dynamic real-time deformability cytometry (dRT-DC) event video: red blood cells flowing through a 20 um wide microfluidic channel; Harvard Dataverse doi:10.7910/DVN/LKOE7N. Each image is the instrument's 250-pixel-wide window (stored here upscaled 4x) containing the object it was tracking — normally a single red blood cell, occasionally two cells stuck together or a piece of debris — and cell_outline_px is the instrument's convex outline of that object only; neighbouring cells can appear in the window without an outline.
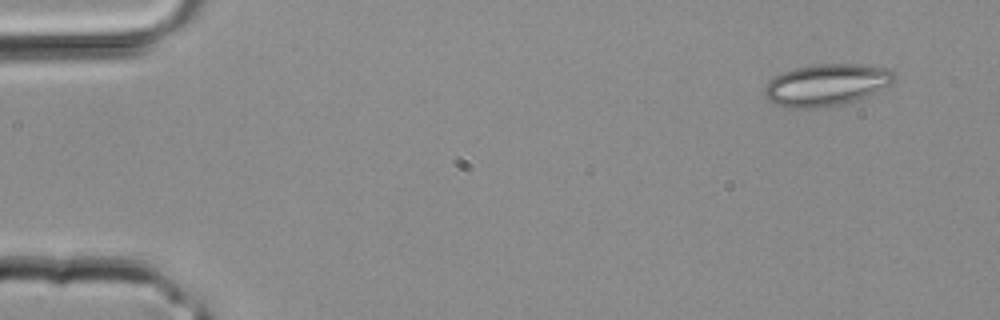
{"species": "common noctule bat (a hibernating species)", "species_latin": "Nyctalus noctula", "temperature_condition": "room temperature", "stored_images_in_passage": 3, "camera_frame_rate_fps": 3000, "um_per_image_px": 0.085, "animal": {"sex": "male", "body_mass_g": 20.4}, "frame": {"image": 1, "passage_image": 1, "time_ms": 0.0, "image_size_px": [1000, 320], "cell_outline_px": [[896, 76], [888, 84], [868, 96], [856, 100], [824, 108], [784, 108], [768, 100], [764, 96], [764, 88], [768, 80], [780, 72], [792, 68], [812, 64], [860, 64], [888, 68], [896, 72]], "centroid_in_image_um": [70.18, 7.21], "position_along_channel_um": 14.8, "area_um2": 32.02}}
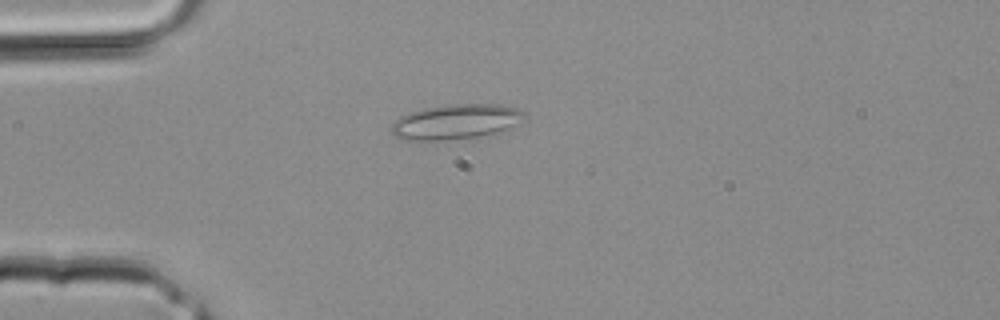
{"frame": {"image": 2, "passage_image": 3, "time_ms": 0.667, "image_size_px": [1000, 320], "cell_outline_px": [[528, 116], [500, 132], [476, 136], [444, 140], [400, 140], [392, 132], [392, 124], [400, 116], [408, 112], [424, 108], [444, 104], [500, 104], [520, 108]], "centroid_in_image_um": [38.74, 10.33], "position_along_channel_um": 46.3, "area_um2": 27.17}}